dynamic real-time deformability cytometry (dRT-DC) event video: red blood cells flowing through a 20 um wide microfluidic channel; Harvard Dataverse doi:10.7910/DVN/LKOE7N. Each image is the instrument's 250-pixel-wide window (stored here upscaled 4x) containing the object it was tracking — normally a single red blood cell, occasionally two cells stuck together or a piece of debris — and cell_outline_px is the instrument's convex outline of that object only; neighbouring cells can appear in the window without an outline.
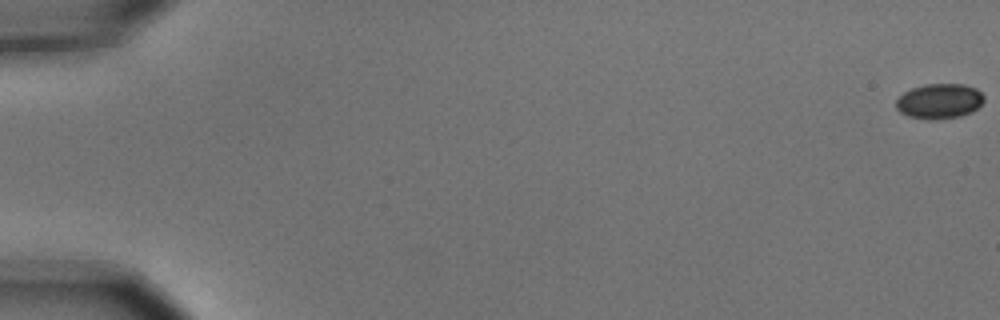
{"species": "common noctule bat (a hibernating species)", "species_latin": "Nyctalus noctula", "temperature_condition": "cold", "stored_images_in_passage": 4, "camera_frame_rate_fps": 3000, "um_per_image_px": 0.085, "animal": {"sex": "male", "body_mass_g": 15.6}, "frame": {"image": 1, "passage_image": 1, "time_ms": 0.0, "image_size_px": [1000, 320], "cell_outline_px": [[984, 100], [972, 112], [960, 116], [936, 120], [928, 120], [908, 116], [900, 112], [896, 108], [896, 100], [904, 92], [912, 88], [928, 84], [964, 84], [976, 88], [984, 96]], "centroid_in_image_um": [79.84, 8.61], "position_along_channel_um": 5.2, "area_um2": 17.98}}